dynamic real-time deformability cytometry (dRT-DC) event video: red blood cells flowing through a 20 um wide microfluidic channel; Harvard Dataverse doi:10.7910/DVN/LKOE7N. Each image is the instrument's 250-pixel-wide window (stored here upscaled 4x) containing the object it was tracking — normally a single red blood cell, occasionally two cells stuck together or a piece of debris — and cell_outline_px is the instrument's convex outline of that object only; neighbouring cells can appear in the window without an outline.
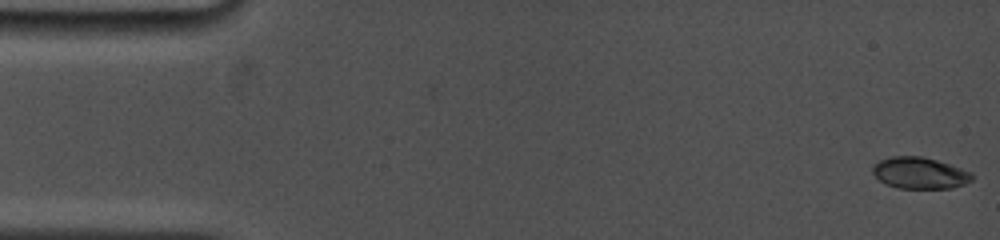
{"species": "common noctule bat (a hibernating species)", "species_latin": "Nyctalus noctula", "temperature_condition": "cold", "stored_images_in_passage": 42, "camera_frame_rate_fps": 5000, "um_per_image_px": 0.085, "animal": {"sex": "female", "body_mass_g": 19.0, "forearm_length_mm": 53.3}, "frame": {"image": 1, "passage_image": 1, "time_ms": 0.0, "image_size_px": [1000, 240], "cell_outline_px": [[972, 180], [964, 184], [952, 188], [896, 188], [884, 184], [872, 172], [872, 164], [880, 160], [892, 156], [920, 156], [936, 160], [972, 172]], "centroid_in_image_um": [78.14, 14.71], "position_along_channel_um": 6.9, "area_um2": 18.21}}
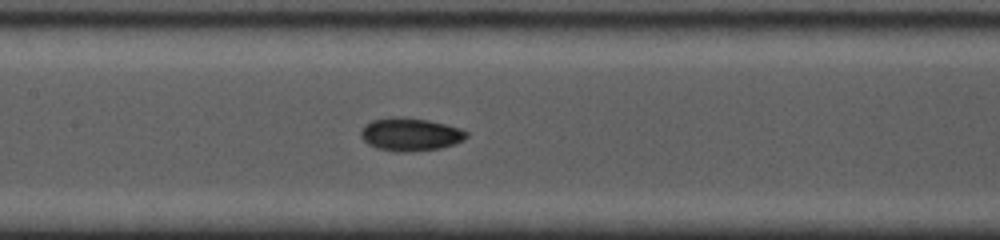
{"frame": {"image": 2, "passage_image": 22, "time_ms": 7.8, "image_size_px": [1000, 240], "cell_outline_px": [[468, 136], [464, 140], [440, 148], [408, 152], [396, 152], [376, 148], [368, 144], [360, 136], [360, 132], [364, 124], [372, 120], [388, 116], [396, 116], [428, 120], [460, 128], [468, 132]], "centroid_in_image_um": [34.84, 11.41], "position_along_channel_um": 172.6, "area_um2": 20.46}}
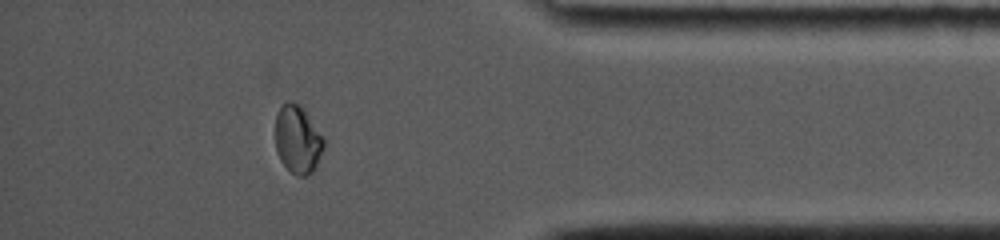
{"frame": {"image": 3, "passage_image": 38, "time_ms": 14.4, "image_size_px": [1000, 240], "cell_outline_px": [[324, 148], [316, 168], [312, 172], [304, 176], [296, 176], [280, 160], [276, 148], [276, 112], [288, 100], [304, 108], [324, 136]], "centroid_in_image_um": [25.33, 11.86], "position_along_channel_um": 409.9, "area_um2": 19.31}, "authors_computed_cell_mechanics": {"area_um2": 18.785, "velocity_mm_per_s": 3.8239, "shape_relaxation_time_tau1_ms": 7.44, "shape_relaxation_time_tau2_ms": 1.1878, "deformation_change_tau1": 0.1515, "deformation_change_tau2": 0.0332}}